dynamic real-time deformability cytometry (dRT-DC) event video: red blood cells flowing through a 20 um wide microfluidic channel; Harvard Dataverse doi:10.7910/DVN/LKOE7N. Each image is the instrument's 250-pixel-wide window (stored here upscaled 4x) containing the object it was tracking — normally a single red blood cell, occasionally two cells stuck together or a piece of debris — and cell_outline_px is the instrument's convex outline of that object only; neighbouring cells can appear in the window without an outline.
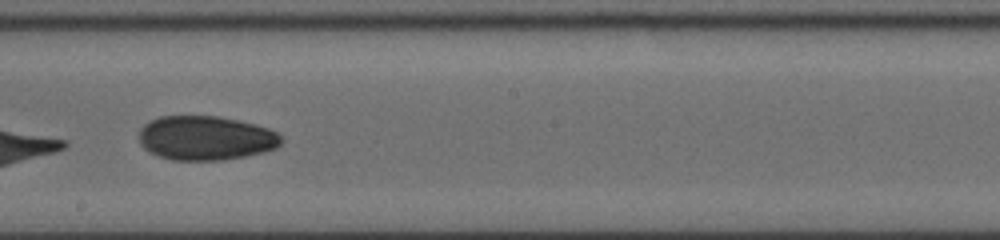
{"species": "human", "species_latin": "Homo sapiens", "temperature_condition": "cold", "stored_images_in_passage": 14, "camera_frame_rate_fps": 3000, "um_per_image_px": 0.085, "donor": {"sex": "female"}, "frame": {"image": 1, "passage_image": 8, "time_ms": 6.667, "image_size_px": [1000, 240], "cell_outline_px": [[284, 140], [276, 148], [264, 152], [224, 160], [172, 160], [160, 156], [144, 148], [140, 144], [140, 128], [144, 124], [160, 116], [216, 116], [256, 124], [268, 128], [276, 132]], "centroid_in_image_um": [17.5, 11.73], "position_along_channel_um": 230.7, "area_um2": 36.59}}
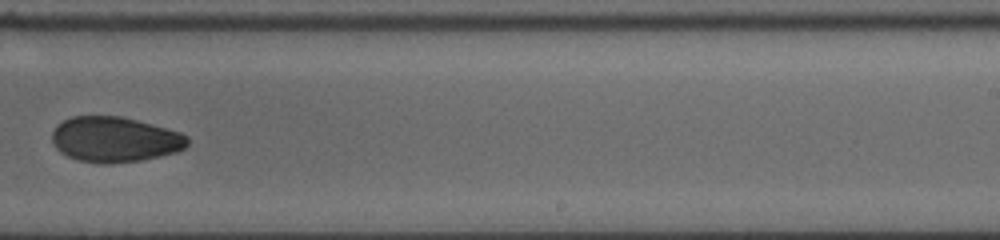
{"frame": {"image": 2, "passage_image": 10, "time_ms": 8.0, "image_size_px": [1000, 240], "cell_outline_px": [[188, 144], [184, 148], [176, 152], [160, 156], [140, 160], [112, 164], [100, 164], [80, 160], [68, 156], [60, 152], [56, 148], [52, 140], [52, 132], [56, 124], [72, 116], [120, 116], [136, 120], [180, 132], [188, 136]], "centroid_in_image_um": [9.74, 11.86], "position_along_channel_um": 279.3, "area_um2": 35.78}, "authors_computed_cell_mechanics": {"area_um2": 36.9053, "velocity_mm_per_s": 3.6449, "shape_relaxation_time_tau1_ms": 3.7683, "shape_relaxation_time_tau2_ms": null, "deformation_change_tau1": 0.1585, "deformation_change_tau2": null}}